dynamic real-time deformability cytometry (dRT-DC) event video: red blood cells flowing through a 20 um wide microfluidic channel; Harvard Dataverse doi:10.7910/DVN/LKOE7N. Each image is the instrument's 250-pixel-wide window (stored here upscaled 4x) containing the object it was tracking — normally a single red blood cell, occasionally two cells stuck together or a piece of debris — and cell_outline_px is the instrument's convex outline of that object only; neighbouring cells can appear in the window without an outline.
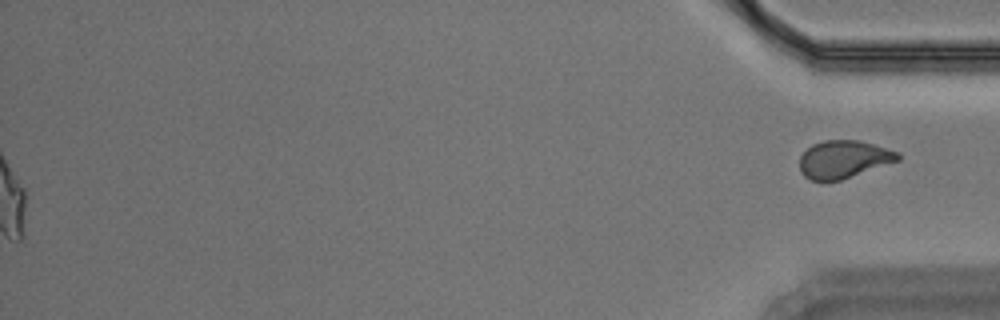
{"species": "Egyptian fruit bat (a non-hibernating species)", "species_latin": "Rousettus aegyptiacus", "temperature_condition": "warm", "stored_images_in_passage": 57, "segment_of_instrument_passage": [2, 2], "camera_frame_rate_fps": 3000, "um_per_image_px": 0.085, "animal": {"sex": "male"}, "frame": {"image": 1, "passage_image": 57, "time_ms": 18.667, "image_size_px": [1000, 320], "cell_outline_px": [[900, 160], [840, 180], [812, 180], [804, 176], [800, 172], [800, 156], [812, 144], [824, 140], [860, 140], [900, 152]], "centroid_in_image_um": [71.72, 13.52], "position_along_channel_um": 363.5, "area_um2": 21.5}}